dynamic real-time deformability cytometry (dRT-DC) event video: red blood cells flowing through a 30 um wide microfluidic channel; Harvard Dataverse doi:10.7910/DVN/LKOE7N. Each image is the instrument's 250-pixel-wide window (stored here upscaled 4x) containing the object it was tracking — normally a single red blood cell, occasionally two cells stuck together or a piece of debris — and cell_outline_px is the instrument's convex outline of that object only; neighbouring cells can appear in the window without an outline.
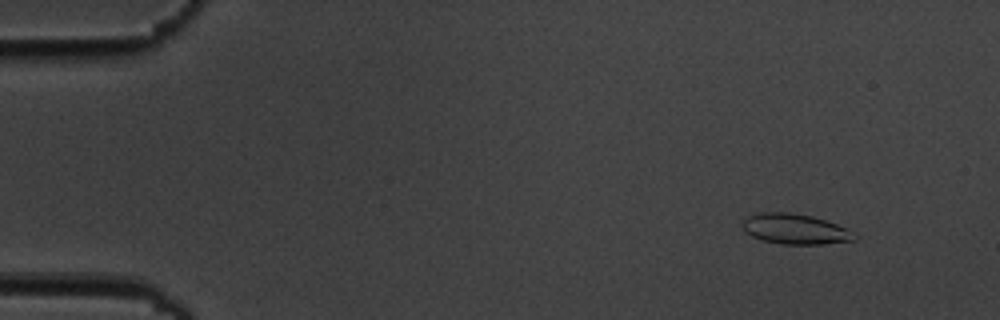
{"species": "common noctule bat (a hibernating species)", "species_latin": "Nyctalus noctula", "temperature_condition": "cold", "stored_images_in_passage": 15, "camera_frame_rate_fps": 3000, "um_per_image_px": 0.085, "animal": {"sex": "male", "body_mass_g": 19.5, "forearm_length_mm": 54.6}, "frame": {"image": 1, "passage_image": 2, "time_ms": 1.0, "image_size_px": [1000, 320], "cell_outline_px": [[856, 240], [824, 244], [780, 244], [764, 240], [752, 236], [744, 232], [740, 224], [748, 216], [760, 212], [788, 212], [812, 216], [836, 224], [844, 228], [856, 236]], "centroid_in_image_um": [67.52, 19.47], "position_along_channel_um": 17.5, "area_um2": 19.65}}
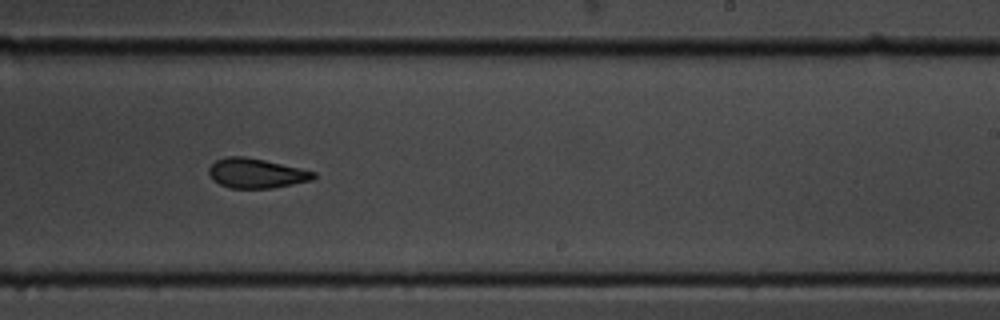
{"frame": {"image": 2, "passage_image": 10, "time_ms": 11.0, "image_size_px": [1000, 320], "cell_outline_px": [[316, 176], [312, 180], [272, 188], [228, 188], [212, 180], [208, 172], [208, 168], [216, 160], [228, 156], [244, 156], [264, 160], [300, 168], [316, 172]], "centroid_in_image_um": [21.76, 14.73], "position_along_channel_um": 267.2, "area_um2": 18.09}}
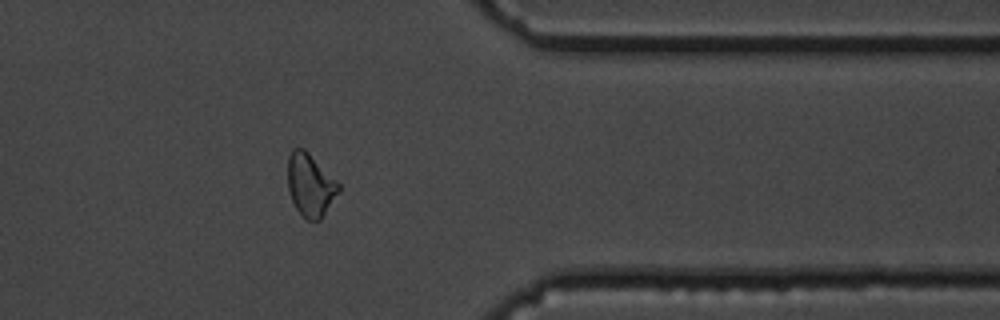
{"frame": {"image": 3, "passage_image": 13, "time_ms": 14.667, "image_size_px": [1000, 320], "cell_outline_px": [[340, 192], [320, 220], [308, 220], [296, 208], [292, 200], [288, 188], [288, 156], [292, 148], [304, 148], [340, 184]], "centroid_in_image_um": [26.38, 15.71], "position_along_channel_um": 385.0, "area_um2": 18.5}, "authors_computed_cell_mechanics": {"area_um2": 18.7272, "velocity_mm_per_s": 3.521, "shape_relaxation_time_tau1_ms": 5.6358, "shape_relaxation_time_tau2_ms": 4.6218, "deformation_change_tau1": 0.1205, "deformation_change_tau2": 0.0895}}